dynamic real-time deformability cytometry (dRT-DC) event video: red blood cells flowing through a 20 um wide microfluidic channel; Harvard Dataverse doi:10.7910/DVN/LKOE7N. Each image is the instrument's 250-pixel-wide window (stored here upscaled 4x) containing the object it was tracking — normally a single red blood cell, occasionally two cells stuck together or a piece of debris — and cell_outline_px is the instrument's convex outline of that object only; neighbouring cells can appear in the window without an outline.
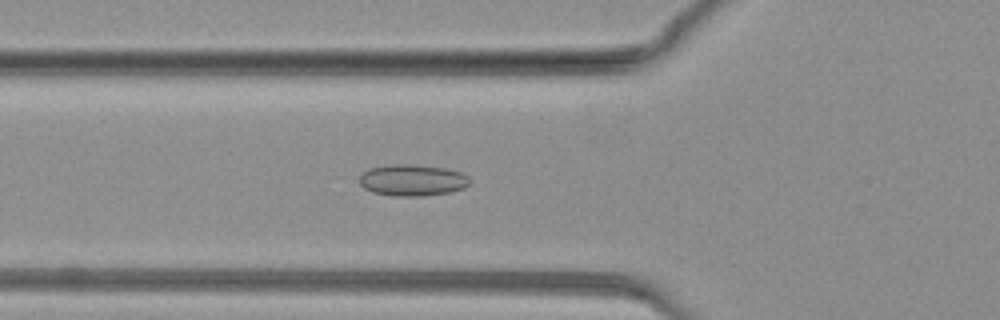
{"species": "common noctule bat (a hibernating species)", "species_latin": "Nyctalus noctula", "temperature_condition": "warm", "stored_images_in_passage": 75, "camera_frame_rate_fps": 3000, "um_per_image_px": 0.085, "animal": {"sex": "female", "body_mass_g": 19.3, "forearm_length_mm": 54.1}, "frame": {"image": 1, "passage_image": 27, "time_ms": 8.667, "image_size_px": [1000, 320], "cell_outline_px": [[472, 180], [464, 188], [452, 192], [424, 196], [392, 196], [372, 192], [364, 188], [360, 184], [360, 176], [368, 168], [388, 164], [408, 164], [444, 168], [460, 172], [468, 176]], "centroid_in_image_um": [35.05, 15.32], "position_along_channel_um": 90.7, "area_um2": 20.4}}
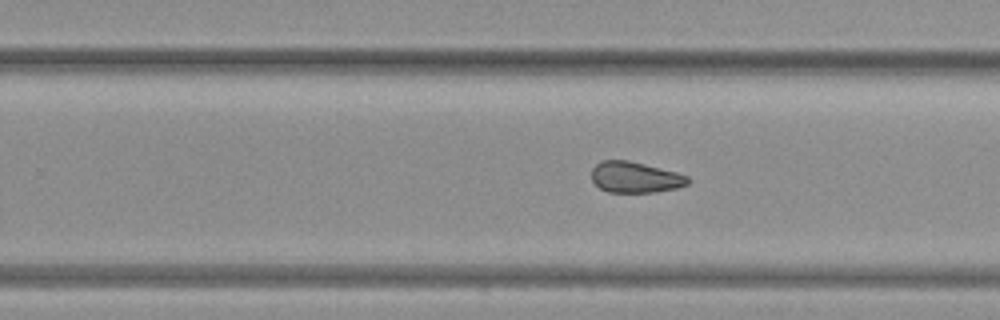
{"frame": {"image": 2, "passage_image": 47, "time_ms": 15.333, "image_size_px": [1000, 320], "cell_outline_px": [[692, 180], [688, 184], [676, 188], [656, 192], [608, 192], [600, 188], [592, 180], [592, 168], [596, 164], [604, 160], [628, 160], [676, 172], [688, 176]], "centroid_in_image_um": [54.01, 15.07], "position_along_channel_um": 275.8, "area_um2": 17.34}}
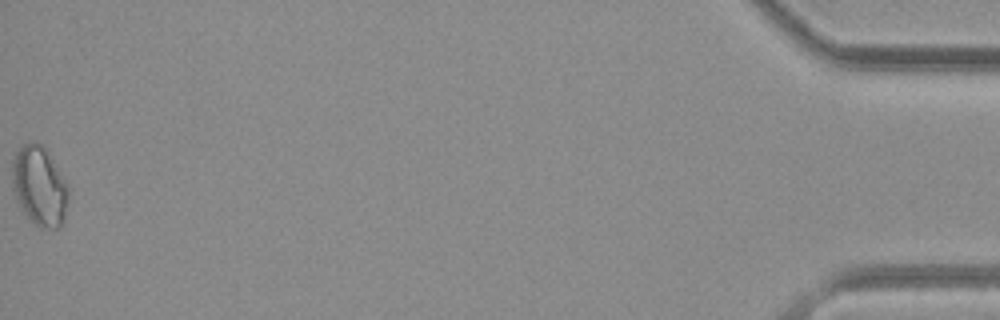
{"frame": {"image": 3, "passage_image": 75, "time_ms": 24.667, "image_size_px": [1000, 320], "cell_outline_px": [[68, 200], [64, 224], [60, 228], [40, 228], [20, 208], [16, 200], [12, 188], [12, 164], [16, 152], [24, 144], [32, 140], [36, 140], [44, 148], [52, 160], [64, 180], [68, 188]], "centroid_in_image_um": [3.34, 15.84], "position_along_channel_um": 431.9, "area_um2": 25.95}}